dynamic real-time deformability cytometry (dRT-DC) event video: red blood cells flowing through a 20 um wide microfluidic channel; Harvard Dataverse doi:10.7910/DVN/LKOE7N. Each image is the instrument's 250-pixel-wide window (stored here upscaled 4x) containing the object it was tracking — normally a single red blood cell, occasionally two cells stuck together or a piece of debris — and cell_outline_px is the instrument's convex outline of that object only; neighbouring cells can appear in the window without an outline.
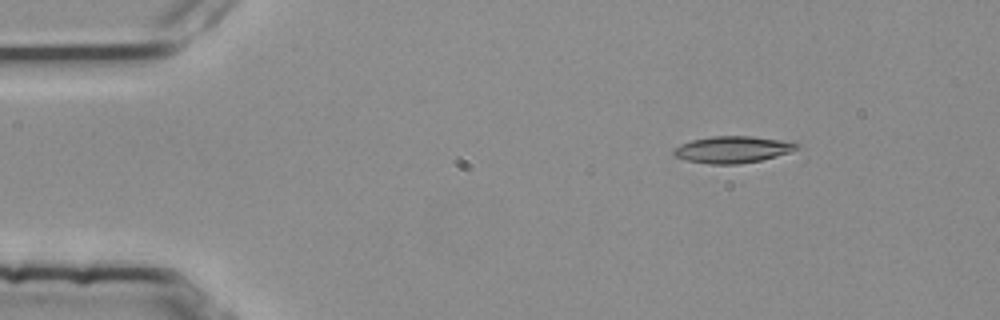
{"species": "common noctule bat (a hibernating species)", "species_latin": "Nyctalus noctula", "temperature_condition": "room temperature", "stored_images_in_passage": 47, "camera_frame_rate_fps": 3000, "um_per_image_px": 0.085, "animal": {"sex": "female", "body_mass_g": 25.1}, "frame": {"image": 1, "passage_image": 1, "time_ms": 0.0, "image_size_px": [1000, 320], "cell_outline_px": [[804, 144], [788, 152], [760, 160], [740, 164], [708, 164], [688, 160], [672, 156], [672, 152], [680, 144], [692, 140], [712, 136], [752, 136], [780, 140]], "centroid_in_image_um": [62.24, 12.7], "position_along_channel_um": 22.8, "area_um2": 19.02}}
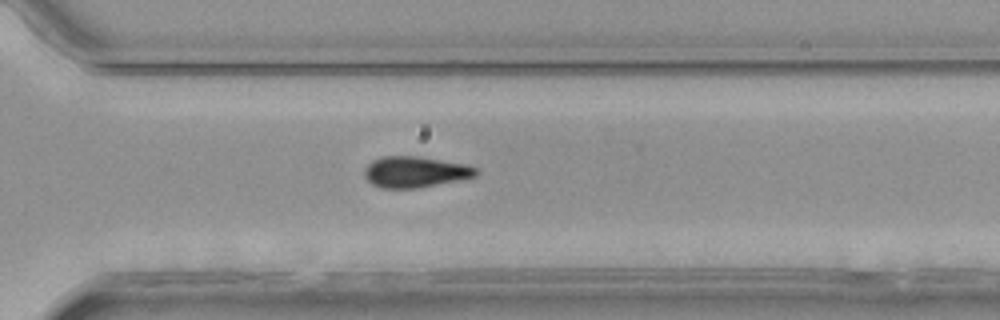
{"frame": {"image": 2, "passage_image": 32, "time_ms": 10.333, "image_size_px": [1000, 320], "cell_outline_px": [[480, 172], [476, 176], [420, 188], [380, 188], [372, 184], [364, 176], [364, 168], [372, 160], [384, 156], [416, 156], [468, 164], [476, 168]], "centroid_in_image_um": [35.29, 14.61], "position_along_channel_um": 335.3, "area_um2": 20.29}}
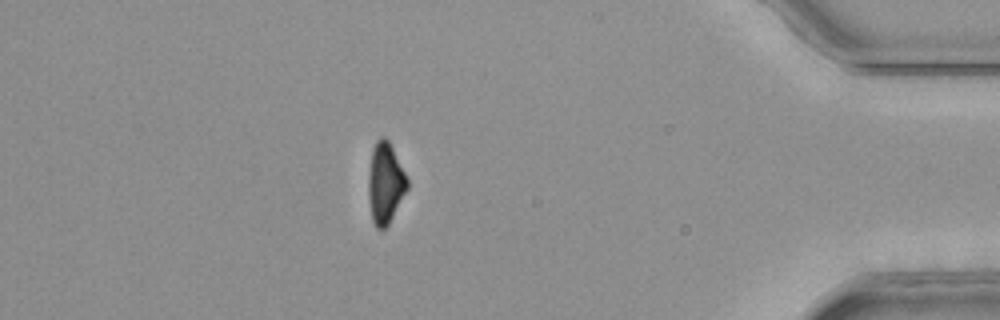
{"frame": {"image": 3, "passage_image": 41, "time_ms": 13.333, "image_size_px": [1000, 320], "cell_outline_px": [[408, 188], [388, 224], [384, 228], [376, 228], [372, 220], [368, 200], [368, 176], [372, 148], [376, 140], [380, 136], [384, 136], [388, 140], [408, 180]], "centroid_in_image_um": [32.72, 15.55], "position_along_channel_um": 402.5, "area_um2": 18.15}}